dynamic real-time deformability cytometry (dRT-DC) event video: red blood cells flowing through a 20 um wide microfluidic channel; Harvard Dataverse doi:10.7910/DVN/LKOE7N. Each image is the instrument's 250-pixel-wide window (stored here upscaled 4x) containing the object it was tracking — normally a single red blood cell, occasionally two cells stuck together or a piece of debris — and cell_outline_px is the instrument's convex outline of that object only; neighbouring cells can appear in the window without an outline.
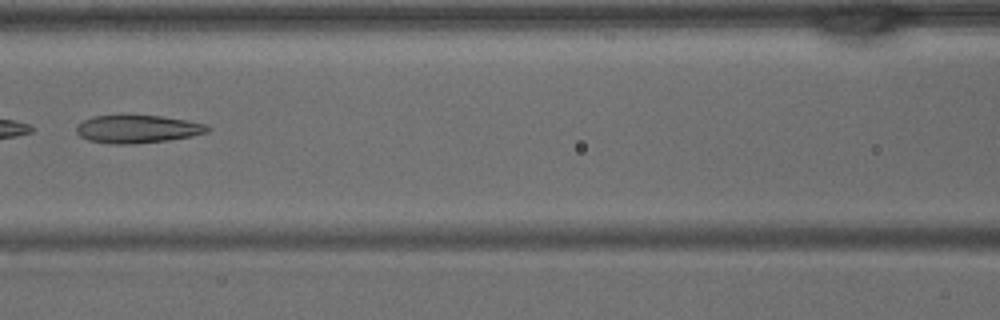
{"species": "common noctule bat (a hibernating species)", "species_latin": "Nyctalus noctula", "temperature_condition": "warm", "stored_images_in_passage": 39, "camera_frame_rate_fps": 3000, "um_per_image_px": 0.085, "animal": {"sex": "male", "body_mass_g": 15.6}, "frame": {"image": 1, "passage_image": 17, "time_ms": 5.333, "image_size_px": [1000, 320], "cell_outline_px": [[212, 128], [208, 132], [192, 136], [168, 140], [132, 144], [108, 144], [88, 140], [80, 136], [76, 132], [76, 124], [92, 116], [160, 116], [188, 120], [208, 124]], "centroid_in_image_um": [11.71, 10.98], "position_along_channel_um": 154.9, "area_um2": 21.44}}